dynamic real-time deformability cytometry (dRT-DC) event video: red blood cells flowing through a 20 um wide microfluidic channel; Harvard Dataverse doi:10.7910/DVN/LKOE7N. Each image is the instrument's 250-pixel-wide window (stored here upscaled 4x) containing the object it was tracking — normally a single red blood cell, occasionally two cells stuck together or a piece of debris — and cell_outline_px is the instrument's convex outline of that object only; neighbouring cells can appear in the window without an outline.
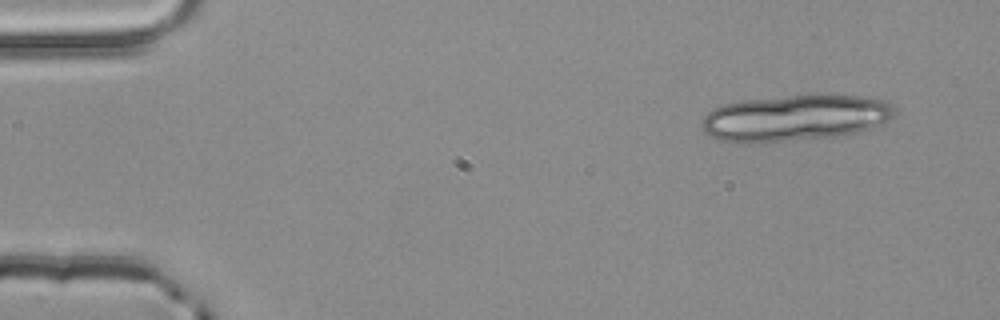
{"species": "common noctule bat (a hibernating species)", "species_latin": "Nyctalus noctula", "temperature_condition": "room temperature", "stored_images_in_passage": 3, "camera_frame_rate_fps": 3000, "um_per_image_px": 0.085, "animal": {"sex": "male", "body_mass_g": 20.4}, "frame": {"image": 1, "passage_image": 1, "time_ms": 0.0, "image_size_px": [1000, 320], "cell_outline_px": [[896, 116], [884, 124], [856, 132], [840, 136], [748, 144], [720, 140], [704, 132], [700, 124], [704, 116], [712, 108], [724, 104], [740, 100], [788, 96], [864, 96], [884, 100], [896, 108]], "centroid_in_image_um": [67.58, 10.04], "position_along_channel_um": 17.4, "area_um2": 52.19}}